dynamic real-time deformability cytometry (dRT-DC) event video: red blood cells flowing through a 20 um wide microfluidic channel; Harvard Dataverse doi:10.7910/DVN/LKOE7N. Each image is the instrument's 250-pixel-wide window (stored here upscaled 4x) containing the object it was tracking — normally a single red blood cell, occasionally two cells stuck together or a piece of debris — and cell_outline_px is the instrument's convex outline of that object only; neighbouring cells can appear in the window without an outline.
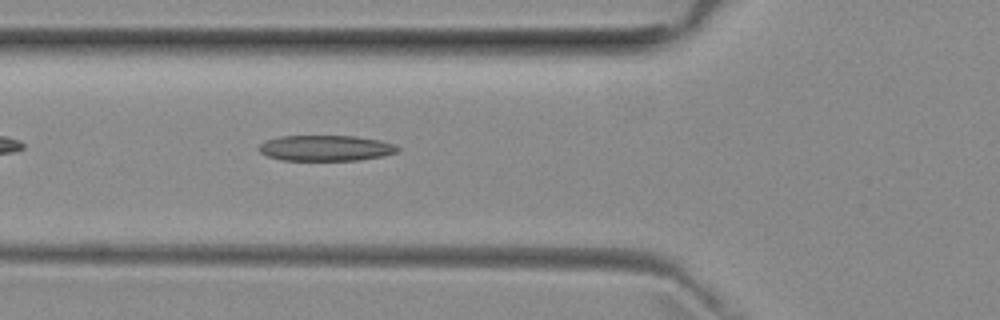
{"species": "common noctule bat (a hibernating species)", "species_latin": "Nyctalus noctula", "temperature_condition": "room temperature", "stored_images_in_passage": 39, "camera_frame_rate_fps": 3000, "um_per_image_px": 0.085, "animal": {"sex": "female", "body_mass_g": 29.2, "forearm_length_mm": 56.3}, "frame": {"image": 1, "passage_image": 6, "time_ms": 1.667, "image_size_px": [1000, 320], "cell_outline_px": [[400, 152], [360, 160], [280, 160], [268, 156], [260, 152], [260, 144], [268, 140], [280, 136], [356, 136], [380, 140], [396, 144], [400, 148]], "centroid_in_image_um": [27.75, 12.58], "position_along_channel_um": 98.1, "area_um2": 20.75}}
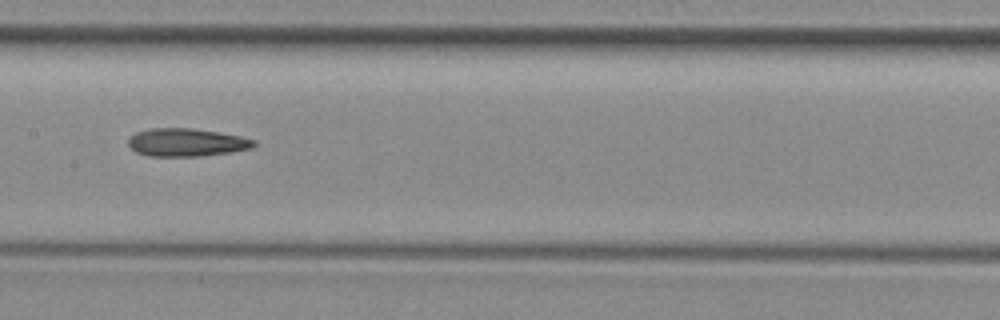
{"frame": {"image": 2, "passage_image": 13, "time_ms": 4.0, "image_size_px": [1000, 320], "cell_outline_px": [[256, 144], [252, 148], [228, 152], [200, 156], [148, 156], [136, 152], [128, 144], [128, 140], [136, 132], [152, 128], [192, 128], [220, 132], [240, 136], [256, 140]], "centroid_in_image_um": [15.86, 12.1], "position_along_channel_um": 191.5, "area_um2": 20.4}}
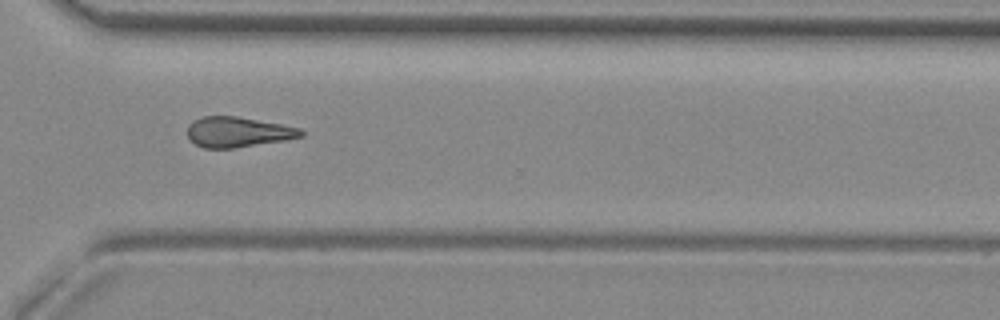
{"frame": {"image": 3, "passage_image": 25, "time_ms": 8.0, "image_size_px": [1000, 320], "cell_outline_px": [[304, 136], [284, 140], [236, 148], [204, 148], [196, 144], [188, 136], [188, 124], [192, 120], [204, 116], [236, 116], [280, 124], [300, 128], [304, 132]], "centroid_in_image_um": [20.21, 11.22], "position_along_channel_um": 350.4, "area_um2": 19.94}}